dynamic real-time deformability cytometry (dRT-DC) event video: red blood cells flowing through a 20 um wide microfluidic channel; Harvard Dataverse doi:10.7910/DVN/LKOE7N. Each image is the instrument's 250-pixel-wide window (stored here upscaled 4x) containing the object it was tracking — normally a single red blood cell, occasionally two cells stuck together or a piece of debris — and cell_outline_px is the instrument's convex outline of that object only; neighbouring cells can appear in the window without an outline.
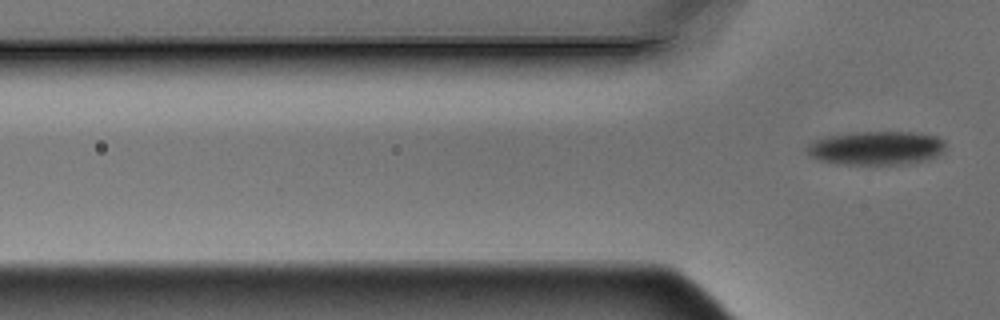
{"species": "Egyptian fruit bat (a non-hibernating species)", "species_latin": "Rousettus aegyptiacus", "temperature_condition": "warm", "stored_images_in_passage": 4, "segment_of_instrument_passage": [2, 2], "camera_frame_rate_fps": 3000, "um_per_image_px": 0.085, "animal": {"sex": "male"}, "frame": {"image": 1, "passage_image": 4, "time_ms": 1.0, "image_size_px": [1000, 320], "cell_outline_px": [[944, 152], [928, 160], [912, 164], [836, 164], [816, 160], [808, 156], [804, 152], [804, 148], [808, 144], [824, 136], [856, 132], [916, 132], [936, 136], [944, 140]], "centroid_in_image_um": [74.44, 12.59], "position_along_channel_um": 51.4, "area_um2": 27.86}}